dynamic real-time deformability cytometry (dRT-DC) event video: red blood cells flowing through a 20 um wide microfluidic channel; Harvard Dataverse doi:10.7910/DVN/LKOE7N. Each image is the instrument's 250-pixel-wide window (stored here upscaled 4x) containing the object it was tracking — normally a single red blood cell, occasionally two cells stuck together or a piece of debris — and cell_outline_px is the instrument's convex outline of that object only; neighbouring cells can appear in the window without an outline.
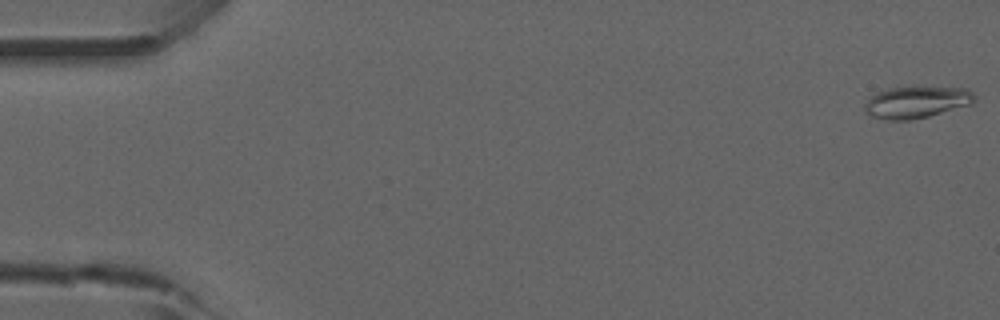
{"species": "common noctule bat (a hibernating species)", "species_latin": "Nyctalus noctula", "temperature_condition": "room temperature", "stored_images_in_passage": 52, "camera_frame_rate_fps": 3000, "um_per_image_px": 0.085, "animal": {"sex": "male", "forearm_length_mm": 52.5}, "frame": {"image": 1, "passage_image": 1, "time_ms": 0.0, "image_size_px": [1000, 320], "cell_outline_px": [[976, 100], [972, 104], [928, 116], [912, 120], [888, 120], [872, 116], [864, 112], [864, 104], [876, 92], [892, 88], [968, 88], [976, 96]], "centroid_in_image_um": [77.91, 8.7], "position_along_channel_um": 7.1, "area_um2": 20.06}}
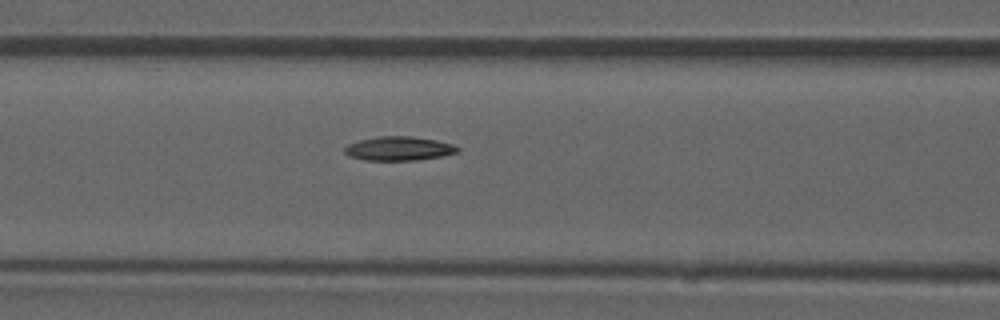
{"frame": {"image": 2, "passage_image": 22, "time_ms": 7.0, "image_size_px": [1000, 320], "cell_outline_px": [[460, 152], [440, 156], [416, 160], [364, 160], [348, 156], [344, 152], [344, 148], [348, 144], [360, 140], [380, 136], [408, 136], [436, 140], [452, 144], [460, 148]], "centroid_in_image_um": [33.89, 12.63], "position_along_channel_um": 132.7, "area_um2": 15.72}}
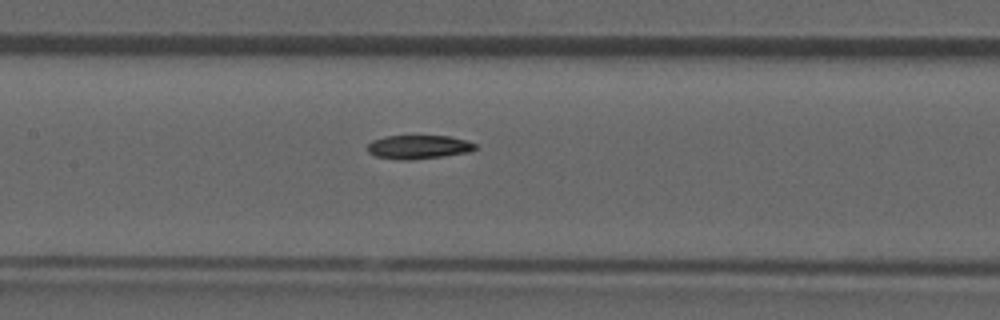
{"frame": {"image": 3, "passage_image": 25, "time_ms": 8.0, "image_size_px": [1000, 320], "cell_outline_px": [[476, 148], [468, 152], [444, 156], [408, 160], [400, 160], [376, 156], [368, 152], [368, 144], [372, 140], [384, 136], [448, 136], [468, 140], [476, 144]], "centroid_in_image_um": [35.57, 12.49], "position_along_channel_um": 171.8, "area_um2": 14.91}, "authors_computed_cell_mechanics": {"area_um2": 15.606, "velocity_mm_per_s": 3.9142, "shape_relaxation_time_tau1_ms": null, "shape_relaxation_time_tau2_ms": 7.854, "deformation_change_tau1": null, "deformation_change_tau2": 0.142}}